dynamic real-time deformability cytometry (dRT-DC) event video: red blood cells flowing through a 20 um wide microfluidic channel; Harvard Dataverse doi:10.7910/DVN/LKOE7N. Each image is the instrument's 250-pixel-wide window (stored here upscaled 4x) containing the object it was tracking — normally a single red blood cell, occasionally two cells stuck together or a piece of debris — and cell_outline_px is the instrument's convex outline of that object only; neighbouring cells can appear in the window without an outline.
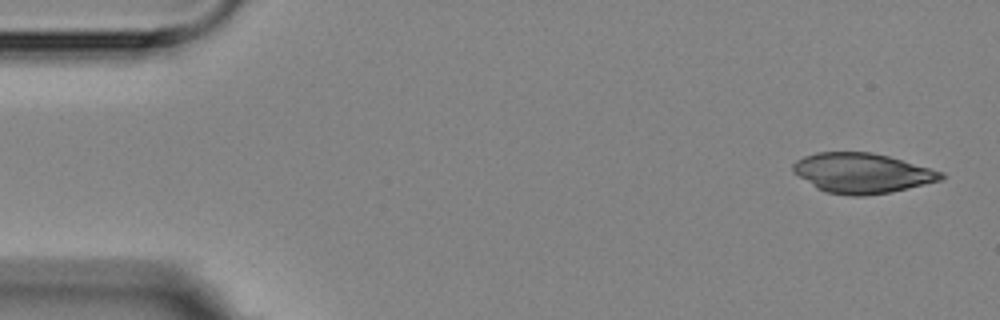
{"species": "Egyptian fruit bat (a non-hibernating species)", "species_latin": "Rousettus aegyptiacus", "temperature_condition": "room temperature", "stored_images_in_passage": 6, "camera_frame_rate_fps": 3000, "um_per_image_px": 0.085, "animal": {"sex": "female"}, "frame": {"image": 1, "passage_image": 1, "time_ms": 0.0, "image_size_px": [1000, 320], "cell_outline_px": [[944, 180], [892, 192], [864, 196], [852, 196], [824, 192], [816, 188], [792, 172], [792, 164], [796, 160], [804, 156], [816, 152], [872, 152], [888, 156], [944, 172]], "centroid_in_image_um": [73.27, 14.72], "position_along_channel_um": 11.7, "area_um2": 34.74}}